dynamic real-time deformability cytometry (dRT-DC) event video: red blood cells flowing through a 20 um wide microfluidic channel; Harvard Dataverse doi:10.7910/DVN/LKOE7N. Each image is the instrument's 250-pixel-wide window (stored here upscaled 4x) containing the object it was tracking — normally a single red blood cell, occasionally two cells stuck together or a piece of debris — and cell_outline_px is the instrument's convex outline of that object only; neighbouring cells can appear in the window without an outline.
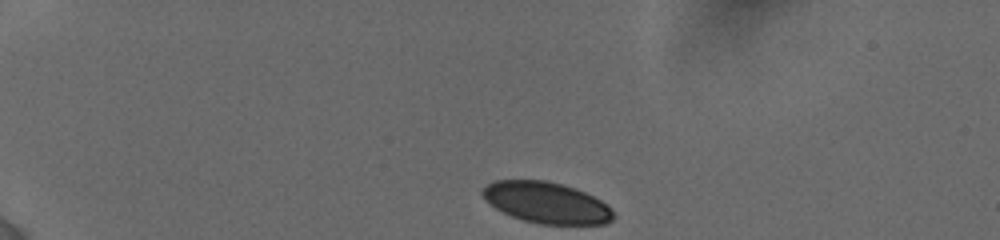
{"species": "human", "species_latin": "Homo sapiens", "temperature_condition": "cold", "stored_images_in_passage": 33, "camera_frame_rate_fps": 3000, "um_per_image_px": 0.085, "donor": {"sex": "female"}, "frame": {"image": 1, "passage_image": 1, "time_ms": 0.0, "image_size_px": [1000, 240], "cell_outline_px": [[616, 216], [608, 224], [540, 224], [524, 220], [512, 216], [496, 208], [484, 200], [480, 192], [488, 184], [496, 180], [548, 180], [564, 184], [576, 188], [608, 204]], "centroid_in_image_um": [46.47, 17.22], "position_along_channel_um": 38.5, "area_um2": 31.56}}
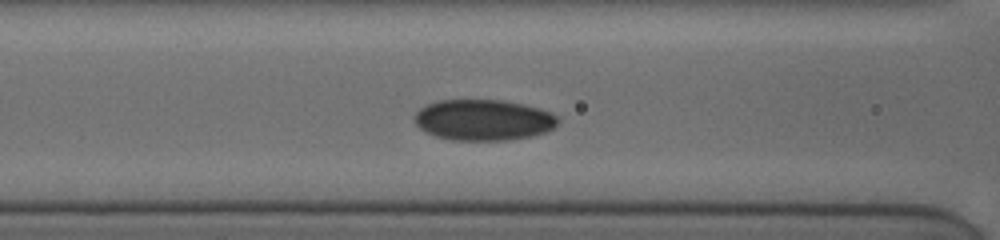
{"frame": {"image": 2, "passage_image": 23, "time_ms": 4.333, "image_size_px": [1000, 240], "cell_outline_px": [[560, 120], [552, 128], [544, 132], [532, 136], [508, 140], [452, 140], [436, 136], [424, 132], [412, 120], [416, 112], [420, 108], [428, 104], [440, 100], [500, 100], [524, 104], [540, 108], [552, 112]], "centroid_in_image_um": [41.08, 10.19], "position_along_channel_um": 125.5, "area_um2": 34.33}}
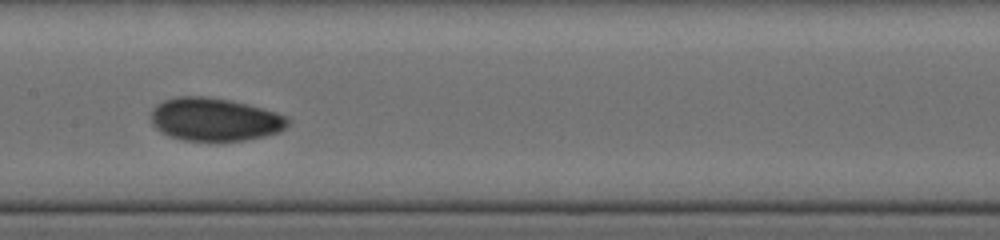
{"frame": {"image": 3, "passage_image": 32, "time_ms": 6.0, "image_size_px": [1000, 240], "cell_outline_px": [[292, 120], [280, 132], [264, 136], [244, 140], [184, 140], [168, 136], [160, 132], [152, 124], [148, 116], [152, 108], [156, 104], [164, 100], [176, 96], [208, 96], [228, 100], [276, 112], [288, 116]], "centroid_in_image_um": [18.2, 10.14], "position_along_channel_um": 189.2, "area_um2": 34.51}}